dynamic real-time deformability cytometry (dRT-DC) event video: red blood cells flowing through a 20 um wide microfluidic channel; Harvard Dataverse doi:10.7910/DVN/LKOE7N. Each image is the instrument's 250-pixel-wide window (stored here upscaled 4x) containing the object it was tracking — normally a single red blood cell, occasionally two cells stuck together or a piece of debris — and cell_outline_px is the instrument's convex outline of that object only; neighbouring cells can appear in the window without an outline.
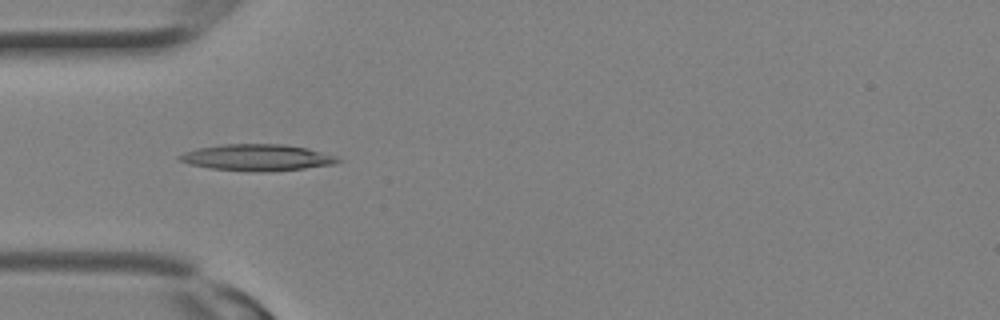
{"species": "Egyptian fruit bat (a non-hibernating species)", "species_latin": "Rousettus aegyptiacus", "temperature_condition": "room temperature", "stored_images_in_passage": 7, "camera_frame_rate_fps": 3000, "um_per_image_px": 0.085, "animal": {"sex": "female"}, "frame": {"image": 1, "passage_image": 2, "time_ms": 0.333, "image_size_px": [1000, 320], "cell_outline_px": [[344, 160], [336, 164], [304, 168], [260, 172], [208, 168], [188, 164], [180, 160], [176, 156], [184, 152], [196, 148], [220, 144], [284, 144], [308, 148], [340, 156]], "centroid_in_image_um": [21.89, 13.38], "position_along_channel_um": 63.1, "area_um2": 24.74}}
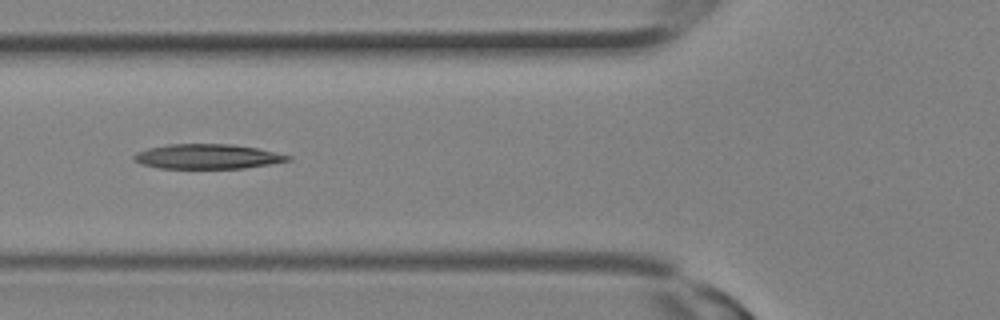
{"frame": {"image": 2, "passage_image": 4, "time_ms": 1.0, "image_size_px": [1000, 320], "cell_outline_px": [[292, 160], [272, 164], [244, 168], [160, 168], [140, 164], [132, 160], [132, 156], [136, 152], [148, 148], [168, 144], [232, 144], [256, 148], [292, 156]], "centroid_in_image_um": [17.61, 13.3], "position_along_channel_um": 108.2, "area_um2": 22.31}}
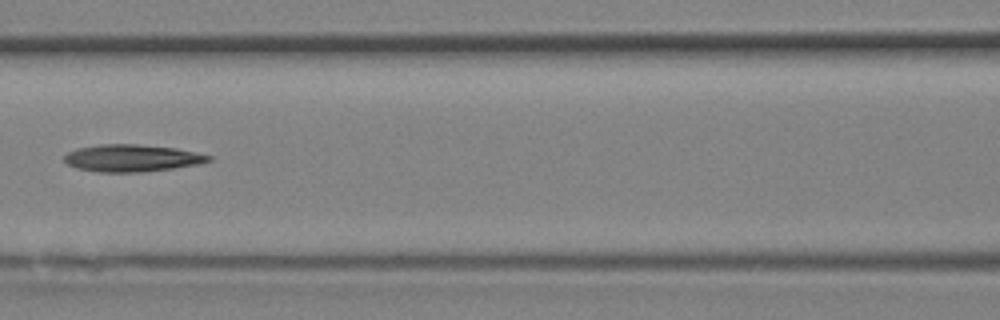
{"frame": {"image": 3, "passage_image": 6, "time_ms": 1.667, "image_size_px": [1000, 320], "cell_outline_px": [[212, 160], [200, 164], [172, 168], [140, 172], [96, 172], [76, 168], [68, 164], [64, 160], [64, 156], [68, 152], [80, 148], [100, 144], [136, 144], [176, 148], [196, 152], [212, 156]], "centroid_in_image_um": [11.23, 13.44], "position_along_channel_um": 155.4, "area_um2": 22.77}}